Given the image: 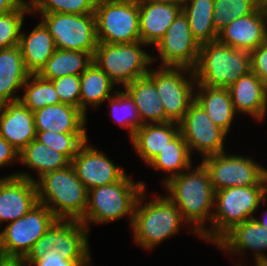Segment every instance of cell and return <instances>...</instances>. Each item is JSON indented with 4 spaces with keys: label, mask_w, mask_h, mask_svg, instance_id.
Returning <instances> with one entry per match:
<instances>
[{
    "label": "cell",
    "mask_w": 267,
    "mask_h": 266,
    "mask_svg": "<svg viewBox=\"0 0 267 266\" xmlns=\"http://www.w3.org/2000/svg\"><path fill=\"white\" fill-rule=\"evenodd\" d=\"M165 186L171 196L168 198L179 209L182 219L195 223V232L204 234L202 223L213 215L209 209L215 203V190L208 169L203 163L192 173H180L166 179ZM202 227V228H201Z\"/></svg>",
    "instance_id": "1"
},
{
    "label": "cell",
    "mask_w": 267,
    "mask_h": 266,
    "mask_svg": "<svg viewBox=\"0 0 267 266\" xmlns=\"http://www.w3.org/2000/svg\"><path fill=\"white\" fill-rule=\"evenodd\" d=\"M250 71L249 51L235 49L216 40L201 44L192 74L200 85L228 88Z\"/></svg>",
    "instance_id": "2"
},
{
    "label": "cell",
    "mask_w": 267,
    "mask_h": 266,
    "mask_svg": "<svg viewBox=\"0 0 267 266\" xmlns=\"http://www.w3.org/2000/svg\"><path fill=\"white\" fill-rule=\"evenodd\" d=\"M39 179L36 183L38 203L47 206L57 219L81 220L84 217L88 190L77 178L72 164L48 172ZM51 202L55 207L48 205Z\"/></svg>",
    "instance_id": "3"
},
{
    "label": "cell",
    "mask_w": 267,
    "mask_h": 266,
    "mask_svg": "<svg viewBox=\"0 0 267 266\" xmlns=\"http://www.w3.org/2000/svg\"><path fill=\"white\" fill-rule=\"evenodd\" d=\"M144 191L145 184H134L126 175L116 183L92 188L88 190L85 215L80 221L88 227L90 221H114L130 213L133 223L137 200L145 196Z\"/></svg>",
    "instance_id": "4"
},
{
    "label": "cell",
    "mask_w": 267,
    "mask_h": 266,
    "mask_svg": "<svg viewBox=\"0 0 267 266\" xmlns=\"http://www.w3.org/2000/svg\"><path fill=\"white\" fill-rule=\"evenodd\" d=\"M267 196V185L224 188L215 192L217 212H212L213 231L205 230L203 238L215 244L234 226L249 219Z\"/></svg>",
    "instance_id": "5"
},
{
    "label": "cell",
    "mask_w": 267,
    "mask_h": 266,
    "mask_svg": "<svg viewBox=\"0 0 267 266\" xmlns=\"http://www.w3.org/2000/svg\"><path fill=\"white\" fill-rule=\"evenodd\" d=\"M94 14L98 43L141 41L139 3L135 0H97Z\"/></svg>",
    "instance_id": "6"
},
{
    "label": "cell",
    "mask_w": 267,
    "mask_h": 266,
    "mask_svg": "<svg viewBox=\"0 0 267 266\" xmlns=\"http://www.w3.org/2000/svg\"><path fill=\"white\" fill-rule=\"evenodd\" d=\"M56 220L47 206L38 203L23 217L10 222L0 233V259L23 260Z\"/></svg>",
    "instance_id": "7"
},
{
    "label": "cell",
    "mask_w": 267,
    "mask_h": 266,
    "mask_svg": "<svg viewBox=\"0 0 267 266\" xmlns=\"http://www.w3.org/2000/svg\"><path fill=\"white\" fill-rule=\"evenodd\" d=\"M139 203L138 198L131 226L141 246L154 247L179 230L183 219L179 209L168 197L156 198L143 207H139Z\"/></svg>",
    "instance_id": "8"
},
{
    "label": "cell",
    "mask_w": 267,
    "mask_h": 266,
    "mask_svg": "<svg viewBox=\"0 0 267 266\" xmlns=\"http://www.w3.org/2000/svg\"><path fill=\"white\" fill-rule=\"evenodd\" d=\"M141 41L122 44L98 43L93 62L114 82L125 87L132 81L146 76L147 64L153 58L139 46Z\"/></svg>",
    "instance_id": "9"
},
{
    "label": "cell",
    "mask_w": 267,
    "mask_h": 266,
    "mask_svg": "<svg viewBox=\"0 0 267 266\" xmlns=\"http://www.w3.org/2000/svg\"><path fill=\"white\" fill-rule=\"evenodd\" d=\"M43 23L56 49L83 51L92 56L98 45L95 14H43Z\"/></svg>",
    "instance_id": "10"
},
{
    "label": "cell",
    "mask_w": 267,
    "mask_h": 266,
    "mask_svg": "<svg viewBox=\"0 0 267 266\" xmlns=\"http://www.w3.org/2000/svg\"><path fill=\"white\" fill-rule=\"evenodd\" d=\"M202 163L209 171L215 192L231 187L267 185V169L249 158L227 156L222 152L206 157Z\"/></svg>",
    "instance_id": "11"
},
{
    "label": "cell",
    "mask_w": 267,
    "mask_h": 266,
    "mask_svg": "<svg viewBox=\"0 0 267 266\" xmlns=\"http://www.w3.org/2000/svg\"><path fill=\"white\" fill-rule=\"evenodd\" d=\"M151 71L147 76L154 82L165 109V123L172 121L178 124L195 101L192 95L193 83L187 81L180 70H191L184 67H163Z\"/></svg>",
    "instance_id": "12"
},
{
    "label": "cell",
    "mask_w": 267,
    "mask_h": 266,
    "mask_svg": "<svg viewBox=\"0 0 267 266\" xmlns=\"http://www.w3.org/2000/svg\"><path fill=\"white\" fill-rule=\"evenodd\" d=\"M163 67L194 69L201 45L193 37L186 15L181 11L157 43Z\"/></svg>",
    "instance_id": "13"
},
{
    "label": "cell",
    "mask_w": 267,
    "mask_h": 266,
    "mask_svg": "<svg viewBox=\"0 0 267 266\" xmlns=\"http://www.w3.org/2000/svg\"><path fill=\"white\" fill-rule=\"evenodd\" d=\"M180 133L188 144L204 154V158L224 152L223 139L227 134L217 126L195 101L179 122Z\"/></svg>",
    "instance_id": "14"
},
{
    "label": "cell",
    "mask_w": 267,
    "mask_h": 266,
    "mask_svg": "<svg viewBox=\"0 0 267 266\" xmlns=\"http://www.w3.org/2000/svg\"><path fill=\"white\" fill-rule=\"evenodd\" d=\"M37 204L36 182L27 174L11 175L0 183V222L20 219Z\"/></svg>",
    "instance_id": "15"
},
{
    "label": "cell",
    "mask_w": 267,
    "mask_h": 266,
    "mask_svg": "<svg viewBox=\"0 0 267 266\" xmlns=\"http://www.w3.org/2000/svg\"><path fill=\"white\" fill-rule=\"evenodd\" d=\"M85 141L71 160L77 178L84 184L87 190L116 183L126 174L113 164L104 154L95 148L86 145Z\"/></svg>",
    "instance_id": "16"
},
{
    "label": "cell",
    "mask_w": 267,
    "mask_h": 266,
    "mask_svg": "<svg viewBox=\"0 0 267 266\" xmlns=\"http://www.w3.org/2000/svg\"><path fill=\"white\" fill-rule=\"evenodd\" d=\"M0 136L20 153L36 138L33 111L20 100L0 105Z\"/></svg>",
    "instance_id": "17"
},
{
    "label": "cell",
    "mask_w": 267,
    "mask_h": 266,
    "mask_svg": "<svg viewBox=\"0 0 267 266\" xmlns=\"http://www.w3.org/2000/svg\"><path fill=\"white\" fill-rule=\"evenodd\" d=\"M265 19L267 16L258 7L253 13L234 19L218 33L217 40L235 49L251 52L267 40Z\"/></svg>",
    "instance_id": "18"
},
{
    "label": "cell",
    "mask_w": 267,
    "mask_h": 266,
    "mask_svg": "<svg viewBox=\"0 0 267 266\" xmlns=\"http://www.w3.org/2000/svg\"><path fill=\"white\" fill-rule=\"evenodd\" d=\"M33 113L36 131L86 133V115L74 106L58 103L47 105Z\"/></svg>",
    "instance_id": "19"
},
{
    "label": "cell",
    "mask_w": 267,
    "mask_h": 266,
    "mask_svg": "<svg viewBox=\"0 0 267 266\" xmlns=\"http://www.w3.org/2000/svg\"><path fill=\"white\" fill-rule=\"evenodd\" d=\"M182 11V5L170 3L139 4L140 39L157 45Z\"/></svg>",
    "instance_id": "20"
},
{
    "label": "cell",
    "mask_w": 267,
    "mask_h": 266,
    "mask_svg": "<svg viewBox=\"0 0 267 266\" xmlns=\"http://www.w3.org/2000/svg\"><path fill=\"white\" fill-rule=\"evenodd\" d=\"M228 89L235 111L263 119L267 107V88L253 71L241 76Z\"/></svg>",
    "instance_id": "21"
},
{
    "label": "cell",
    "mask_w": 267,
    "mask_h": 266,
    "mask_svg": "<svg viewBox=\"0 0 267 266\" xmlns=\"http://www.w3.org/2000/svg\"><path fill=\"white\" fill-rule=\"evenodd\" d=\"M30 74L19 45L0 50V105L20 100L19 96L12 98V94L25 84Z\"/></svg>",
    "instance_id": "22"
},
{
    "label": "cell",
    "mask_w": 267,
    "mask_h": 266,
    "mask_svg": "<svg viewBox=\"0 0 267 266\" xmlns=\"http://www.w3.org/2000/svg\"><path fill=\"white\" fill-rule=\"evenodd\" d=\"M217 244L225 250L239 252L242 249H254L256 262L267 260V257L260 253L267 249V228L261 226L255 219H249L237 224L227 232Z\"/></svg>",
    "instance_id": "23"
},
{
    "label": "cell",
    "mask_w": 267,
    "mask_h": 266,
    "mask_svg": "<svg viewBox=\"0 0 267 266\" xmlns=\"http://www.w3.org/2000/svg\"><path fill=\"white\" fill-rule=\"evenodd\" d=\"M174 122L142 124L131 138L135 149L146 163H150L167 144L180 133V126L174 130Z\"/></svg>",
    "instance_id": "24"
},
{
    "label": "cell",
    "mask_w": 267,
    "mask_h": 266,
    "mask_svg": "<svg viewBox=\"0 0 267 266\" xmlns=\"http://www.w3.org/2000/svg\"><path fill=\"white\" fill-rule=\"evenodd\" d=\"M19 47L24 64L31 74H37L56 50L54 39L43 22L28 37L20 33Z\"/></svg>",
    "instance_id": "25"
},
{
    "label": "cell",
    "mask_w": 267,
    "mask_h": 266,
    "mask_svg": "<svg viewBox=\"0 0 267 266\" xmlns=\"http://www.w3.org/2000/svg\"><path fill=\"white\" fill-rule=\"evenodd\" d=\"M134 100L142 124L147 118L154 123H165V109L154 82L146 75L125 86Z\"/></svg>",
    "instance_id": "26"
},
{
    "label": "cell",
    "mask_w": 267,
    "mask_h": 266,
    "mask_svg": "<svg viewBox=\"0 0 267 266\" xmlns=\"http://www.w3.org/2000/svg\"><path fill=\"white\" fill-rule=\"evenodd\" d=\"M87 233L80 220L57 219L53 223V250L64 256H89Z\"/></svg>",
    "instance_id": "27"
},
{
    "label": "cell",
    "mask_w": 267,
    "mask_h": 266,
    "mask_svg": "<svg viewBox=\"0 0 267 266\" xmlns=\"http://www.w3.org/2000/svg\"><path fill=\"white\" fill-rule=\"evenodd\" d=\"M198 86L202 91L195 95V102L206 111L217 126L228 133L236 112L229 89L200 84Z\"/></svg>",
    "instance_id": "28"
},
{
    "label": "cell",
    "mask_w": 267,
    "mask_h": 266,
    "mask_svg": "<svg viewBox=\"0 0 267 266\" xmlns=\"http://www.w3.org/2000/svg\"><path fill=\"white\" fill-rule=\"evenodd\" d=\"M92 62L93 56L90 53L56 49L37 74L47 80L68 75L80 76Z\"/></svg>",
    "instance_id": "29"
},
{
    "label": "cell",
    "mask_w": 267,
    "mask_h": 266,
    "mask_svg": "<svg viewBox=\"0 0 267 266\" xmlns=\"http://www.w3.org/2000/svg\"><path fill=\"white\" fill-rule=\"evenodd\" d=\"M184 0L182 11L186 15L193 37L198 43L216 41L218 33L213 24L214 0Z\"/></svg>",
    "instance_id": "30"
},
{
    "label": "cell",
    "mask_w": 267,
    "mask_h": 266,
    "mask_svg": "<svg viewBox=\"0 0 267 266\" xmlns=\"http://www.w3.org/2000/svg\"><path fill=\"white\" fill-rule=\"evenodd\" d=\"M114 82L94 63L80 75L79 109L86 115V105L96 107L109 99Z\"/></svg>",
    "instance_id": "31"
},
{
    "label": "cell",
    "mask_w": 267,
    "mask_h": 266,
    "mask_svg": "<svg viewBox=\"0 0 267 266\" xmlns=\"http://www.w3.org/2000/svg\"><path fill=\"white\" fill-rule=\"evenodd\" d=\"M19 160L28 167L39 172V178L48 172L64 168L71 164V160L53 148L32 140L20 153Z\"/></svg>",
    "instance_id": "32"
},
{
    "label": "cell",
    "mask_w": 267,
    "mask_h": 266,
    "mask_svg": "<svg viewBox=\"0 0 267 266\" xmlns=\"http://www.w3.org/2000/svg\"><path fill=\"white\" fill-rule=\"evenodd\" d=\"M190 158L188 144L184 140L182 134L179 133L163 150L160 151L149 165L153 166L157 170L160 169L166 172H175L171 175L172 177L182 173L179 170L190 168Z\"/></svg>",
    "instance_id": "33"
},
{
    "label": "cell",
    "mask_w": 267,
    "mask_h": 266,
    "mask_svg": "<svg viewBox=\"0 0 267 266\" xmlns=\"http://www.w3.org/2000/svg\"><path fill=\"white\" fill-rule=\"evenodd\" d=\"M31 78L33 81L29 80ZM24 86L26 93L23 98H20V101L33 112L47 105L60 103L51 80L44 79L38 74H30Z\"/></svg>",
    "instance_id": "34"
},
{
    "label": "cell",
    "mask_w": 267,
    "mask_h": 266,
    "mask_svg": "<svg viewBox=\"0 0 267 266\" xmlns=\"http://www.w3.org/2000/svg\"><path fill=\"white\" fill-rule=\"evenodd\" d=\"M259 0H214L213 24L219 33L234 19L253 13Z\"/></svg>",
    "instance_id": "35"
},
{
    "label": "cell",
    "mask_w": 267,
    "mask_h": 266,
    "mask_svg": "<svg viewBox=\"0 0 267 266\" xmlns=\"http://www.w3.org/2000/svg\"><path fill=\"white\" fill-rule=\"evenodd\" d=\"M35 139L72 160L80 146L87 141V134L36 131Z\"/></svg>",
    "instance_id": "36"
},
{
    "label": "cell",
    "mask_w": 267,
    "mask_h": 266,
    "mask_svg": "<svg viewBox=\"0 0 267 266\" xmlns=\"http://www.w3.org/2000/svg\"><path fill=\"white\" fill-rule=\"evenodd\" d=\"M28 11L31 12V5L22 2L12 12L0 16V50L19 45L24 13Z\"/></svg>",
    "instance_id": "37"
},
{
    "label": "cell",
    "mask_w": 267,
    "mask_h": 266,
    "mask_svg": "<svg viewBox=\"0 0 267 266\" xmlns=\"http://www.w3.org/2000/svg\"><path fill=\"white\" fill-rule=\"evenodd\" d=\"M96 2L97 0H36L31 5V11L39 9L42 14H92Z\"/></svg>",
    "instance_id": "38"
},
{
    "label": "cell",
    "mask_w": 267,
    "mask_h": 266,
    "mask_svg": "<svg viewBox=\"0 0 267 266\" xmlns=\"http://www.w3.org/2000/svg\"><path fill=\"white\" fill-rule=\"evenodd\" d=\"M115 94L116 95L114 97H109V101L112 105V111L114 112L113 117L116 120L117 115L120 113L119 110H123V112H125V117L124 115L122 118L118 117L116 121H118L122 127L125 126L129 128L130 135L132 138L135 134V131L142 125L141 119L138 114L137 106L135 105L134 100L127 92H115Z\"/></svg>",
    "instance_id": "39"
},
{
    "label": "cell",
    "mask_w": 267,
    "mask_h": 266,
    "mask_svg": "<svg viewBox=\"0 0 267 266\" xmlns=\"http://www.w3.org/2000/svg\"><path fill=\"white\" fill-rule=\"evenodd\" d=\"M51 81L59 96L60 103L79 108L80 76L68 75Z\"/></svg>",
    "instance_id": "40"
},
{
    "label": "cell",
    "mask_w": 267,
    "mask_h": 266,
    "mask_svg": "<svg viewBox=\"0 0 267 266\" xmlns=\"http://www.w3.org/2000/svg\"><path fill=\"white\" fill-rule=\"evenodd\" d=\"M89 261V256H64L62 252L50 250L35 262L24 263L35 266H87L90 265Z\"/></svg>",
    "instance_id": "41"
},
{
    "label": "cell",
    "mask_w": 267,
    "mask_h": 266,
    "mask_svg": "<svg viewBox=\"0 0 267 266\" xmlns=\"http://www.w3.org/2000/svg\"><path fill=\"white\" fill-rule=\"evenodd\" d=\"M251 71H253L267 88V40L250 52Z\"/></svg>",
    "instance_id": "42"
},
{
    "label": "cell",
    "mask_w": 267,
    "mask_h": 266,
    "mask_svg": "<svg viewBox=\"0 0 267 266\" xmlns=\"http://www.w3.org/2000/svg\"><path fill=\"white\" fill-rule=\"evenodd\" d=\"M52 243H53V224L46 231V233L35 242L32 250L22 261L35 262L37 259H40L46 252L54 249Z\"/></svg>",
    "instance_id": "43"
},
{
    "label": "cell",
    "mask_w": 267,
    "mask_h": 266,
    "mask_svg": "<svg viewBox=\"0 0 267 266\" xmlns=\"http://www.w3.org/2000/svg\"><path fill=\"white\" fill-rule=\"evenodd\" d=\"M14 158L19 159V152L0 136V167L14 161Z\"/></svg>",
    "instance_id": "44"
},
{
    "label": "cell",
    "mask_w": 267,
    "mask_h": 266,
    "mask_svg": "<svg viewBox=\"0 0 267 266\" xmlns=\"http://www.w3.org/2000/svg\"><path fill=\"white\" fill-rule=\"evenodd\" d=\"M23 0H0V16L15 10Z\"/></svg>",
    "instance_id": "45"
},
{
    "label": "cell",
    "mask_w": 267,
    "mask_h": 266,
    "mask_svg": "<svg viewBox=\"0 0 267 266\" xmlns=\"http://www.w3.org/2000/svg\"><path fill=\"white\" fill-rule=\"evenodd\" d=\"M139 4L147 3H170V4H180L182 5L184 0H135Z\"/></svg>",
    "instance_id": "46"
},
{
    "label": "cell",
    "mask_w": 267,
    "mask_h": 266,
    "mask_svg": "<svg viewBox=\"0 0 267 266\" xmlns=\"http://www.w3.org/2000/svg\"><path fill=\"white\" fill-rule=\"evenodd\" d=\"M0 266H25L22 260H2L0 259Z\"/></svg>",
    "instance_id": "47"
},
{
    "label": "cell",
    "mask_w": 267,
    "mask_h": 266,
    "mask_svg": "<svg viewBox=\"0 0 267 266\" xmlns=\"http://www.w3.org/2000/svg\"><path fill=\"white\" fill-rule=\"evenodd\" d=\"M259 7L261 11L267 16V0H259Z\"/></svg>",
    "instance_id": "48"
},
{
    "label": "cell",
    "mask_w": 267,
    "mask_h": 266,
    "mask_svg": "<svg viewBox=\"0 0 267 266\" xmlns=\"http://www.w3.org/2000/svg\"><path fill=\"white\" fill-rule=\"evenodd\" d=\"M267 216V215H266ZM261 226L266 227L267 228V217L262 221L259 219L254 218Z\"/></svg>",
    "instance_id": "49"
},
{
    "label": "cell",
    "mask_w": 267,
    "mask_h": 266,
    "mask_svg": "<svg viewBox=\"0 0 267 266\" xmlns=\"http://www.w3.org/2000/svg\"><path fill=\"white\" fill-rule=\"evenodd\" d=\"M257 266H267V260L256 262Z\"/></svg>",
    "instance_id": "50"
}]
</instances>
